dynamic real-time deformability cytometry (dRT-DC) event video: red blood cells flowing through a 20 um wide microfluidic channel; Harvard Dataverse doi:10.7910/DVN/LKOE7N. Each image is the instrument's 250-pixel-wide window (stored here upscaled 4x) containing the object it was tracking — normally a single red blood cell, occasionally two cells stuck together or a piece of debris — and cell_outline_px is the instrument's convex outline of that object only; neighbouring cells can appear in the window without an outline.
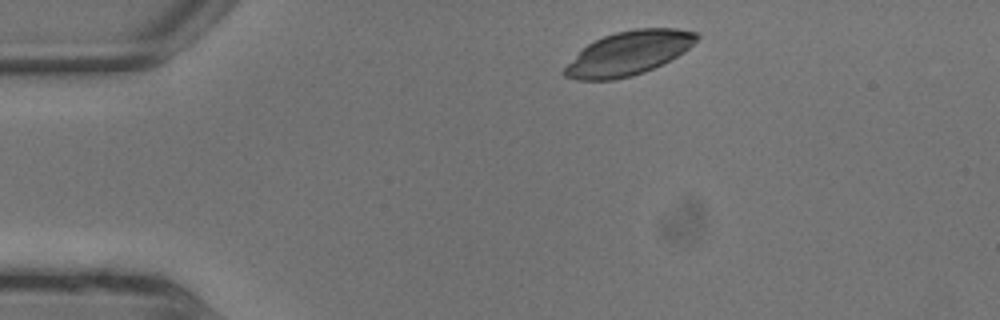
{"species": "common noctule bat (a hibernating species)", "species_latin": "Nyctalus noctula", "temperature_condition": "warm", "stored_images_in_passage": 3, "camera_frame_rate_fps": 3000, "um_per_image_px": 0.085, "animal": {"sex": "male", "body_mass_g": 13.3}, "frame": {"image": 1, "passage_image": 1, "time_ms": 0.0, "image_size_px": [1000, 320], "cell_outline_px": [[700, 36], [688, 48], [676, 56], [644, 72], [632, 76], [612, 80], [576, 80], [564, 76], [564, 68], [588, 44], [604, 36], [616, 32], [636, 28], [672, 28], [696, 32]], "centroid_in_image_um": [53.42, 4.52], "position_along_channel_um": 31.6, "area_um2": 33.12}}